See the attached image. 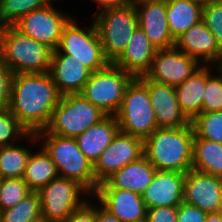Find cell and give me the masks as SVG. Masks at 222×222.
<instances>
[{
	"instance_id": "obj_20",
	"label": "cell",
	"mask_w": 222,
	"mask_h": 222,
	"mask_svg": "<svg viewBox=\"0 0 222 222\" xmlns=\"http://www.w3.org/2000/svg\"><path fill=\"white\" fill-rule=\"evenodd\" d=\"M48 73L63 96L80 94L92 72L70 55L52 54Z\"/></svg>"
},
{
	"instance_id": "obj_39",
	"label": "cell",
	"mask_w": 222,
	"mask_h": 222,
	"mask_svg": "<svg viewBox=\"0 0 222 222\" xmlns=\"http://www.w3.org/2000/svg\"><path fill=\"white\" fill-rule=\"evenodd\" d=\"M64 222H96V207L86 202L82 207L73 211Z\"/></svg>"
},
{
	"instance_id": "obj_1",
	"label": "cell",
	"mask_w": 222,
	"mask_h": 222,
	"mask_svg": "<svg viewBox=\"0 0 222 222\" xmlns=\"http://www.w3.org/2000/svg\"><path fill=\"white\" fill-rule=\"evenodd\" d=\"M62 95L46 73L13 74L8 109L29 132L44 130Z\"/></svg>"
},
{
	"instance_id": "obj_32",
	"label": "cell",
	"mask_w": 222,
	"mask_h": 222,
	"mask_svg": "<svg viewBox=\"0 0 222 222\" xmlns=\"http://www.w3.org/2000/svg\"><path fill=\"white\" fill-rule=\"evenodd\" d=\"M25 136L32 138L33 142L39 140L36 133H29L8 108L0 109V147L12 145L13 138L22 139Z\"/></svg>"
},
{
	"instance_id": "obj_16",
	"label": "cell",
	"mask_w": 222,
	"mask_h": 222,
	"mask_svg": "<svg viewBox=\"0 0 222 222\" xmlns=\"http://www.w3.org/2000/svg\"><path fill=\"white\" fill-rule=\"evenodd\" d=\"M137 13L138 25L157 49L175 46L170 35L166 17V0H133Z\"/></svg>"
},
{
	"instance_id": "obj_24",
	"label": "cell",
	"mask_w": 222,
	"mask_h": 222,
	"mask_svg": "<svg viewBox=\"0 0 222 222\" xmlns=\"http://www.w3.org/2000/svg\"><path fill=\"white\" fill-rule=\"evenodd\" d=\"M207 80V66L199 68L191 77L175 87L179 106L192 122L202 113L204 88Z\"/></svg>"
},
{
	"instance_id": "obj_4",
	"label": "cell",
	"mask_w": 222,
	"mask_h": 222,
	"mask_svg": "<svg viewBox=\"0 0 222 222\" xmlns=\"http://www.w3.org/2000/svg\"><path fill=\"white\" fill-rule=\"evenodd\" d=\"M39 141L43 139V148L57 167L59 177L73 179L83 185L89 193L99 186L96 182L94 165L79 149L75 138L61 137L48 133L45 129L36 133Z\"/></svg>"
},
{
	"instance_id": "obj_31",
	"label": "cell",
	"mask_w": 222,
	"mask_h": 222,
	"mask_svg": "<svg viewBox=\"0 0 222 222\" xmlns=\"http://www.w3.org/2000/svg\"><path fill=\"white\" fill-rule=\"evenodd\" d=\"M191 123L198 137L222 144V111L202 112Z\"/></svg>"
},
{
	"instance_id": "obj_6",
	"label": "cell",
	"mask_w": 222,
	"mask_h": 222,
	"mask_svg": "<svg viewBox=\"0 0 222 222\" xmlns=\"http://www.w3.org/2000/svg\"><path fill=\"white\" fill-rule=\"evenodd\" d=\"M105 58L114 63L125 51L130 37L138 27L134 2L122 8H110L95 13Z\"/></svg>"
},
{
	"instance_id": "obj_37",
	"label": "cell",
	"mask_w": 222,
	"mask_h": 222,
	"mask_svg": "<svg viewBox=\"0 0 222 222\" xmlns=\"http://www.w3.org/2000/svg\"><path fill=\"white\" fill-rule=\"evenodd\" d=\"M178 207L166 206L147 209L148 222H177Z\"/></svg>"
},
{
	"instance_id": "obj_38",
	"label": "cell",
	"mask_w": 222,
	"mask_h": 222,
	"mask_svg": "<svg viewBox=\"0 0 222 222\" xmlns=\"http://www.w3.org/2000/svg\"><path fill=\"white\" fill-rule=\"evenodd\" d=\"M206 216V212L185 202L178 206L177 222H205Z\"/></svg>"
},
{
	"instance_id": "obj_25",
	"label": "cell",
	"mask_w": 222,
	"mask_h": 222,
	"mask_svg": "<svg viewBox=\"0 0 222 222\" xmlns=\"http://www.w3.org/2000/svg\"><path fill=\"white\" fill-rule=\"evenodd\" d=\"M166 17L170 35L176 40L202 20V7L189 0H166Z\"/></svg>"
},
{
	"instance_id": "obj_10",
	"label": "cell",
	"mask_w": 222,
	"mask_h": 222,
	"mask_svg": "<svg viewBox=\"0 0 222 222\" xmlns=\"http://www.w3.org/2000/svg\"><path fill=\"white\" fill-rule=\"evenodd\" d=\"M84 192L89 193L76 180L58 176L38 191L41 217L47 222L66 221L73 211L86 203L79 196L80 193Z\"/></svg>"
},
{
	"instance_id": "obj_41",
	"label": "cell",
	"mask_w": 222,
	"mask_h": 222,
	"mask_svg": "<svg viewBox=\"0 0 222 222\" xmlns=\"http://www.w3.org/2000/svg\"><path fill=\"white\" fill-rule=\"evenodd\" d=\"M96 222H121L113 214L107 211L102 205L96 207Z\"/></svg>"
},
{
	"instance_id": "obj_46",
	"label": "cell",
	"mask_w": 222,
	"mask_h": 222,
	"mask_svg": "<svg viewBox=\"0 0 222 222\" xmlns=\"http://www.w3.org/2000/svg\"><path fill=\"white\" fill-rule=\"evenodd\" d=\"M136 222H148V220L147 219H143V220L136 221Z\"/></svg>"
},
{
	"instance_id": "obj_18",
	"label": "cell",
	"mask_w": 222,
	"mask_h": 222,
	"mask_svg": "<svg viewBox=\"0 0 222 222\" xmlns=\"http://www.w3.org/2000/svg\"><path fill=\"white\" fill-rule=\"evenodd\" d=\"M93 195L121 222L147 219V207L141 194L123 189L97 188Z\"/></svg>"
},
{
	"instance_id": "obj_26",
	"label": "cell",
	"mask_w": 222,
	"mask_h": 222,
	"mask_svg": "<svg viewBox=\"0 0 222 222\" xmlns=\"http://www.w3.org/2000/svg\"><path fill=\"white\" fill-rule=\"evenodd\" d=\"M192 169L222 178V144L194 135Z\"/></svg>"
},
{
	"instance_id": "obj_22",
	"label": "cell",
	"mask_w": 222,
	"mask_h": 222,
	"mask_svg": "<svg viewBox=\"0 0 222 222\" xmlns=\"http://www.w3.org/2000/svg\"><path fill=\"white\" fill-rule=\"evenodd\" d=\"M156 170L148 159L142 156L139 160L129 163L115 172L105 182L100 183L97 188L130 190L142 195L151 184Z\"/></svg>"
},
{
	"instance_id": "obj_13",
	"label": "cell",
	"mask_w": 222,
	"mask_h": 222,
	"mask_svg": "<svg viewBox=\"0 0 222 222\" xmlns=\"http://www.w3.org/2000/svg\"><path fill=\"white\" fill-rule=\"evenodd\" d=\"M201 67L197 60L173 46L157 49L150 69L144 76L151 81L176 87Z\"/></svg>"
},
{
	"instance_id": "obj_8",
	"label": "cell",
	"mask_w": 222,
	"mask_h": 222,
	"mask_svg": "<svg viewBox=\"0 0 222 222\" xmlns=\"http://www.w3.org/2000/svg\"><path fill=\"white\" fill-rule=\"evenodd\" d=\"M133 79L131 74L109 63L105 68L91 73L80 94L107 115L115 116Z\"/></svg>"
},
{
	"instance_id": "obj_21",
	"label": "cell",
	"mask_w": 222,
	"mask_h": 222,
	"mask_svg": "<svg viewBox=\"0 0 222 222\" xmlns=\"http://www.w3.org/2000/svg\"><path fill=\"white\" fill-rule=\"evenodd\" d=\"M157 48L150 42L146 33L138 25L129 39L127 48L114 62L134 78L144 76L152 64Z\"/></svg>"
},
{
	"instance_id": "obj_5",
	"label": "cell",
	"mask_w": 222,
	"mask_h": 222,
	"mask_svg": "<svg viewBox=\"0 0 222 222\" xmlns=\"http://www.w3.org/2000/svg\"><path fill=\"white\" fill-rule=\"evenodd\" d=\"M106 116L81 94L63 95L45 130L61 137L76 138Z\"/></svg>"
},
{
	"instance_id": "obj_45",
	"label": "cell",
	"mask_w": 222,
	"mask_h": 222,
	"mask_svg": "<svg viewBox=\"0 0 222 222\" xmlns=\"http://www.w3.org/2000/svg\"><path fill=\"white\" fill-rule=\"evenodd\" d=\"M34 222H47L45 219L41 218L40 220L34 221Z\"/></svg>"
},
{
	"instance_id": "obj_15",
	"label": "cell",
	"mask_w": 222,
	"mask_h": 222,
	"mask_svg": "<svg viewBox=\"0 0 222 222\" xmlns=\"http://www.w3.org/2000/svg\"><path fill=\"white\" fill-rule=\"evenodd\" d=\"M138 79L148 89L158 128H177L191 124L179 106L175 87L151 81L145 76Z\"/></svg>"
},
{
	"instance_id": "obj_35",
	"label": "cell",
	"mask_w": 222,
	"mask_h": 222,
	"mask_svg": "<svg viewBox=\"0 0 222 222\" xmlns=\"http://www.w3.org/2000/svg\"><path fill=\"white\" fill-rule=\"evenodd\" d=\"M202 21L213 34L222 50V1H212L202 8Z\"/></svg>"
},
{
	"instance_id": "obj_29",
	"label": "cell",
	"mask_w": 222,
	"mask_h": 222,
	"mask_svg": "<svg viewBox=\"0 0 222 222\" xmlns=\"http://www.w3.org/2000/svg\"><path fill=\"white\" fill-rule=\"evenodd\" d=\"M41 218V204L38 192H31L16 206L1 212L2 222H34Z\"/></svg>"
},
{
	"instance_id": "obj_7",
	"label": "cell",
	"mask_w": 222,
	"mask_h": 222,
	"mask_svg": "<svg viewBox=\"0 0 222 222\" xmlns=\"http://www.w3.org/2000/svg\"><path fill=\"white\" fill-rule=\"evenodd\" d=\"M115 117L120 131L143 140L158 128L148 89L138 78L127 86Z\"/></svg>"
},
{
	"instance_id": "obj_43",
	"label": "cell",
	"mask_w": 222,
	"mask_h": 222,
	"mask_svg": "<svg viewBox=\"0 0 222 222\" xmlns=\"http://www.w3.org/2000/svg\"><path fill=\"white\" fill-rule=\"evenodd\" d=\"M192 3L200 5L202 8L206 7L212 0H189Z\"/></svg>"
},
{
	"instance_id": "obj_2",
	"label": "cell",
	"mask_w": 222,
	"mask_h": 222,
	"mask_svg": "<svg viewBox=\"0 0 222 222\" xmlns=\"http://www.w3.org/2000/svg\"><path fill=\"white\" fill-rule=\"evenodd\" d=\"M194 128H157L144 140V156L157 170L187 173L192 169Z\"/></svg>"
},
{
	"instance_id": "obj_3",
	"label": "cell",
	"mask_w": 222,
	"mask_h": 222,
	"mask_svg": "<svg viewBox=\"0 0 222 222\" xmlns=\"http://www.w3.org/2000/svg\"><path fill=\"white\" fill-rule=\"evenodd\" d=\"M52 52L47 45L23 35L13 26L5 27L0 59L13 74L49 72Z\"/></svg>"
},
{
	"instance_id": "obj_33",
	"label": "cell",
	"mask_w": 222,
	"mask_h": 222,
	"mask_svg": "<svg viewBox=\"0 0 222 222\" xmlns=\"http://www.w3.org/2000/svg\"><path fill=\"white\" fill-rule=\"evenodd\" d=\"M31 192L23 178L0 179V210L16 206Z\"/></svg>"
},
{
	"instance_id": "obj_34",
	"label": "cell",
	"mask_w": 222,
	"mask_h": 222,
	"mask_svg": "<svg viewBox=\"0 0 222 222\" xmlns=\"http://www.w3.org/2000/svg\"><path fill=\"white\" fill-rule=\"evenodd\" d=\"M207 65V80L204 88L202 112H217L222 111V69L220 76H212L210 69Z\"/></svg>"
},
{
	"instance_id": "obj_36",
	"label": "cell",
	"mask_w": 222,
	"mask_h": 222,
	"mask_svg": "<svg viewBox=\"0 0 222 222\" xmlns=\"http://www.w3.org/2000/svg\"><path fill=\"white\" fill-rule=\"evenodd\" d=\"M13 73L0 59V109L8 108Z\"/></svg>"
},
{
	"instance_id": "obj_12",
	"label": "cell",
	"mask_w": 222,
	"mask_h": 222,
	"mask_svg": "<svg viewBox=\"0 0 222 222\" xmlns=\"http://www.w3.org/2000/svg\"><path fill=\"white\" fill-rule=\"evenodd\" d=\"M70 19L71 17L62 14L49 3L24 15L12 26L23 35L47 45L54 51L59 45L63 28Z\"/></svg>"
},
{
	"instance_id": "obj_23",
	"label": "cell",
	"mask_w": 222,
	"mask_h": 222,
	"mask_svg": "<svg viewBox=\"0 0 222 222\" xmlns=\"http://www.w3.org/2000/svg\"><path fill=\"white\" fill-rule=\"evenodd\" d=\"M119 130L117 118L114 115H107L75 140L81 152L94 165Z\"/></svg>"
},
{
	"instance_id": "obj_11",
	"label": "cell",
	"mask_w": 222,
	"mask_h": 222,
	"mask_svg": "<svg viewBox=\"0 0 222 222\" xmlns=\"http://www.w3.org/2000/svg\"><path fill=\"white\" fill-rule=\"evenodd\" d=\"M142 156L144 140L119 130L94 164L96 182H105L115 172Z\"/></svg>"
},
{
	"instance_id": "obj_19",
	"label": "cell",
	"mask_w": 222,
	"mask_h": 222,
	"mask_svg": "<svg viewBox=\"0 0 222 222\" xmlns=\"http://www.w3.org/2000/svg\"><path fill=\"white\" fill-rule=\"evenodd\" d=\"M175 46L198 62L199 59L206 62V66L218 62L219 67L222 63V50L202 20L180 35L175 40Z\"/></svg>"
},
{
	"instance_id": "obj_28",
	"label": "cell",
	"mask_w": 222,
	"mask_h": 222,
	"mask_svg": "<svg viewBox=\"0 0 222 222\" xmlns=\"http://www.w3.org/2000/svg\"><path fill=\"white\" fill-rule=\"evenodd\" d=\"M31 151L14 144L0 147V179L23 178Z\"/></svg>"
},
{
	"instance_id": "obj_42",
	"label": "cell",
	"mask_w": 222,
	"mask_h": 222,
	"mask_svg": "<svg viewBox=\"0 0 222 222\" xmlns=\"http://www.w3.org/2000/svg\"><path fill=\"white\" fill-rule=\"evenodd\" d=\"M205 222H222V211L215 213H207Z\"/></svg>"
},
{
	"instance_id": "obj_44",
	"label": "cell",
	"mask_w": 222,
	"mask_h": 222,
	"mask_svg": "<svg viewBox=\"0 0 222 222\" xmlns=\"http://www.w3.org/2000/svg\"><path fill=\"white\" fill-rule=\"evenodd\" d=\"M5 27H6V25H5L4 22L1 20V17H0V45H1V39H2V35H3V32H4Z\"/></svg>"
},
{
	"instance_id": "obj_30",
	"label": "cell",
	"mask_w": 222,
	"mask_h": 222,
	"mask_svg": "<svg viewBox=\"0 0 222 222\" xmlns=\"http://www.w3.org/2000/svg\"><path fill=\"white\" fill-rule=\"evenodd\" d=\"M60 0H0V17L6 26H12L21 17Z\"/></svg>"
},
{
	"instance_id": "obj_17",
	"label": "cell",
	"mask_w": 222,
	"mask_h": 222,
	"mask_svg": "<svg viewBox=\"0 0 222 222\" xmlns=\"http://www.w3.org/2000/svg\"><path fill=\"white\" fill-rule=\"evenodd\" d=\"M186 173L156 170L151 184L142 193L147 209L178 207L183 202Z\"/></svg>"
},
{
	"instance_id": "obj_14",
	"label": "cell",
	"mask_w": 222,
	"mask_h": 222,
	"mask_svg": "<svg viewBox=\"0 0 222 222\" xmlns=\"http://www.w3.org/2000/svg\"><path fill=\"white\" fill-rule=\"evenodd\" d=\"M183 202L206 213L222 211V178L189 170L184 181Z\"/></svg>"
},
{
	"instance_id": "obj_9",
	"label": "cell",
	"mask_w": 222,
	"mask_h": 222,
	"mask_svg": "<svg viewBox=\"0 0 222 222\" xmlns=\"http://www.w3.org/2000/svg\"><path fill=\"white\" fill-rule=\"evenodd\" d=\"M92 24L85 31L71 18L64 26L59 45L52 54L70 55L91 72L105 68L110 62L105 58L97 26L95 22Z\"/></svg>"
},
{
	"instance_id": "obj_27",
	"label": "cell",
	"mask_w": 222,
	"mask_h": 222,
	"mask_svg": "<svg viewBox=\"0 0 222 222\" xmlns=\"http://www.w3.org/2000/svg\"><path fill=\"white\" fill-rule=\"evenodd\" d=\"M58 176L56 165L43 147L38 153H31L23 179L32 192H38Z\"/></svg>"
},
{
	"instance_id": "obj_40",
	"label": "cell",
	"mask_w": 222,
	"mask_h": 222,
	"mask_svg": "<svg viewBox=\"0 0 222 222\" xmlns=\"http://www.w3.org/2000/svg\"><path fill=\"white\" fill-rule=\"evenodd\" d=\"M94 1H96L99 4L98 8H101L102 10L110 8H122L133 2V0H94Z\"/></svg>"
}]
</instances>
